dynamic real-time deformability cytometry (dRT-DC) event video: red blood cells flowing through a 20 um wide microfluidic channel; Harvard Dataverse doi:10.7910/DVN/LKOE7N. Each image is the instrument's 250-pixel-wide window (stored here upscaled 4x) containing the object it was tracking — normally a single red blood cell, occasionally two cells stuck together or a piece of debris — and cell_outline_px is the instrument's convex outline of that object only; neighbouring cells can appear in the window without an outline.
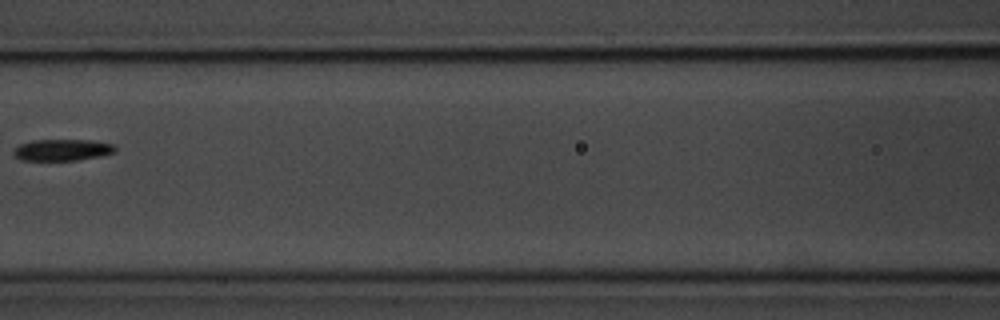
{"species": "common noctule bat (a hibernating species)", "species_latin": "Nyctalus noctula", "temperature_condition": "room temperature", "stored_images_in_passage": 6, "camera_frame_rate_fps": 3000, "um_per_image_px": 0.085, "animal": {"sex": "male", "body_mass_g": 20.1, "forearm_length_mm": 53.5}, "frame": {"image": 1, "passage_image": 5, "time_ms": 5.667, "image_size_px": [1000, 320], "cell_outline_px": [[116, 152], [100, 156], [76, 160], [20, 160], [12, 152], [20, 144], [32, 140], [92, 140], [112, 144], [116, 148]], "centroid_in_image_um": [5.3, 12.74], "position_along_channel_um": 161.3, "area_um2": 12.66}}
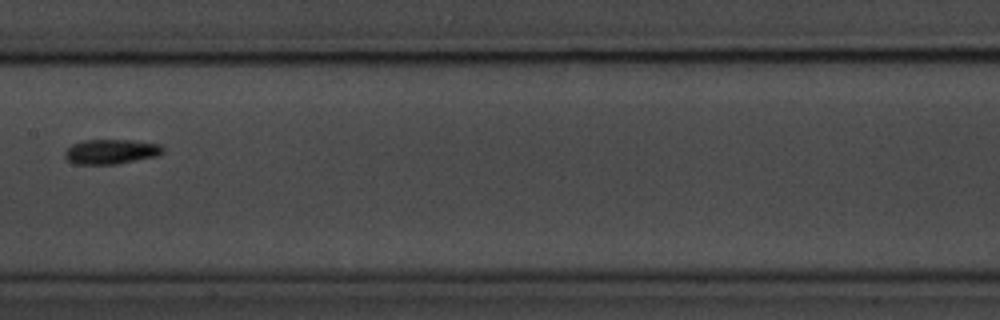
{"frame": {"image": 2, "passage_image": 6, "time_ms": 6.667, "image_size_px": [1000, 320], "cell_outline_px": [[164, 152], [156, 156], [116, 164], [76, 164], [68, 160], [64, 156], [64, 152], [72, 144], [84, 140], [132, 140], [160, 144], [164, 148]], "centroid_in_image_um": [9.44, 12.88], "position_along_channel_um": 198.0, "area_um2": 14.1}}